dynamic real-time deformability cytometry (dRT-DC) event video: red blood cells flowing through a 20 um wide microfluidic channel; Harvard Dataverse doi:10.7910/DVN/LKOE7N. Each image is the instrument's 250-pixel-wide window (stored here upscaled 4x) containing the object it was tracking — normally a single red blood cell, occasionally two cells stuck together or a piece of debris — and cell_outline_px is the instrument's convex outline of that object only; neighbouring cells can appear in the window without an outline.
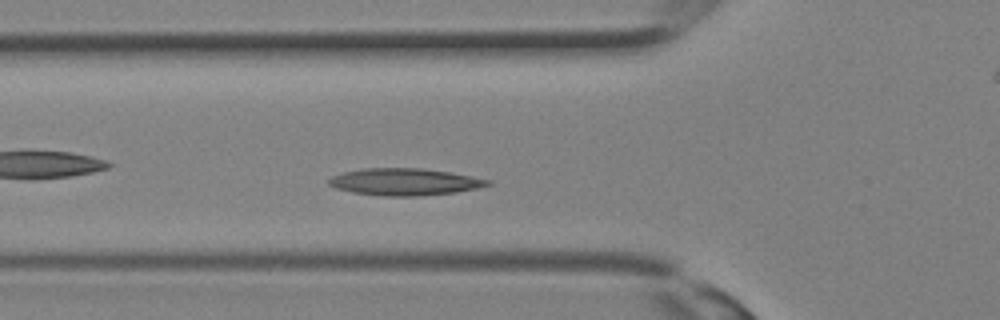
{"species": "Egyptian fruit bat (a non-hibernating species)", "species_latin": "Rousettus aegyptiacus", "temperature_condition": "room temperature", "stored_images_in_passage": 29, "camera_frame_rate_fps": 3000, "um_per_image_px": 0.085, "animal": {"sex": "female"}, "frame": {"image": 1, "passage_image": 7, "time_ms": 2.0, "image_size_px": [1000, 320], "cell_outline_px": [[492, 184], [476, 188], [456, 192], [416, 196], [384, 196], [352, 192], [336, 188], [328, 184], [328, 180], [332, 176], [344, 172], [360, 168], [424, 168], [448, 172], [492, 180]], "centroid_in_image_um": [34.38, 15.45], "position_along_channel_um": 91.4, "area_um2": 24.91}}
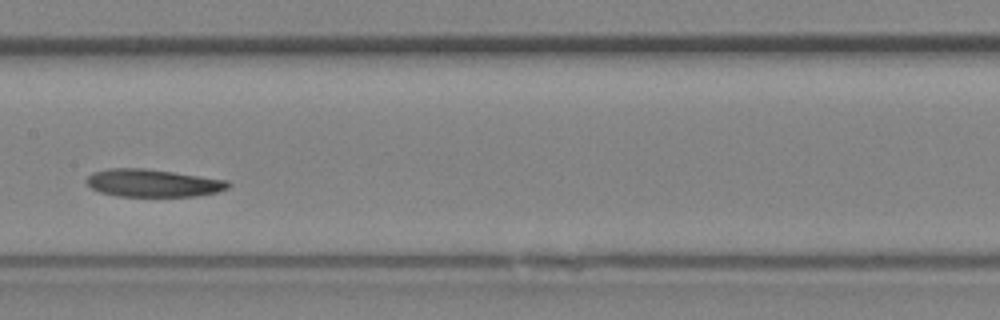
{"frame": {"image": 2, "passage_image": 12, "time_ms": 3.667, "image_size_px": [1000, 320], "cell_outline_px": [[232, 184], [228, 188], [216, 192], [196, 196], [120, 196], [100, 192], [92, 188], [88, 184], [88, 176], [92, 172], [108, 168], [144, 168], [228, 180]], "centroid_in_image_um": [13.01, 15.55], "position_along_channel_um": 194.4, "area_um2": 22.66}}
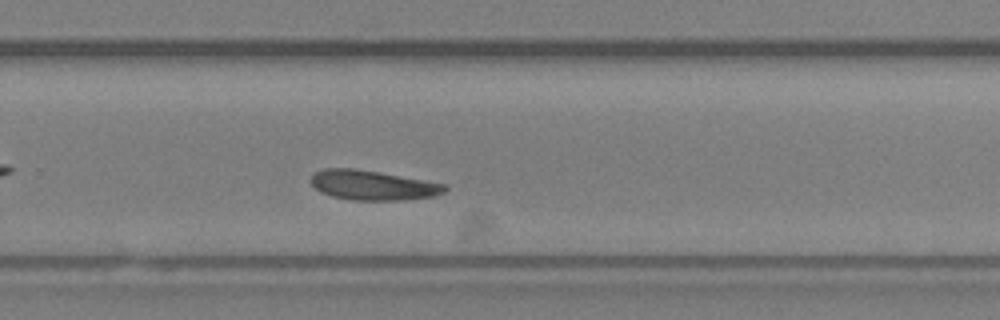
{"frame": {"image": 3, "passage_image": 17, "time_ms": 5.333, "image_size_px": [1000, 320], "cell_outline_px": [[448, 188], [444, 192], [436, 196], [400, 200], [352, 200], [332, 196], [320, 192], [312, 184], [312, 172], [324, 168], [352, 168], [448, 184]], "centroid_in_image_um": [31.69, 15.75], "position_along_channel_um": 298.1, "area_um2": 23.06}}